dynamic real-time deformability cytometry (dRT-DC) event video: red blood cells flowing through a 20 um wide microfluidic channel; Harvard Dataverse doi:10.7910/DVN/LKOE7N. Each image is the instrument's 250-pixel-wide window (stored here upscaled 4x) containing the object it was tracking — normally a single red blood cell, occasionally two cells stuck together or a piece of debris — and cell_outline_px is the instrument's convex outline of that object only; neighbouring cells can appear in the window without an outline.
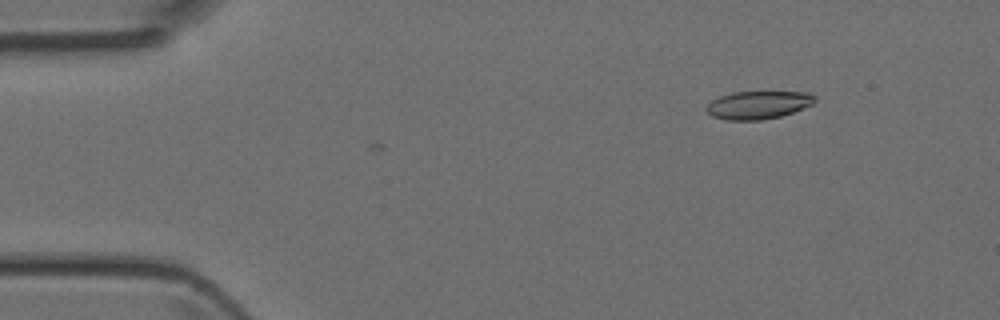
{"species": "Egyptian fruit bat (a non-hibernating species)", "species_latin": "Rousettus aegyptiacus", "temperature_condition": "room temperature", "stored_images_in_passage": 5, "camera_frame_rate_fps": 3000, "um_per_image_px": 0.085, "animal": {"sex": "female"}, "frame": {"image": 1, "passage_image": 5, "time_ms": 1.333, "image_size_px": [1000, 320], "cell_outline_px": [[816, 100], [812, 104], [792, 112], [780, 116], [760, 120], [724, 120], [712, 116], [704, 108], [712, 100], [720, 96], [732, 92], [812, 92], [816, 96]], "centroid_in_image_um": [64.44, 8.91], "position_along_channel_um": 20.6, "area_um2": 17.69}}